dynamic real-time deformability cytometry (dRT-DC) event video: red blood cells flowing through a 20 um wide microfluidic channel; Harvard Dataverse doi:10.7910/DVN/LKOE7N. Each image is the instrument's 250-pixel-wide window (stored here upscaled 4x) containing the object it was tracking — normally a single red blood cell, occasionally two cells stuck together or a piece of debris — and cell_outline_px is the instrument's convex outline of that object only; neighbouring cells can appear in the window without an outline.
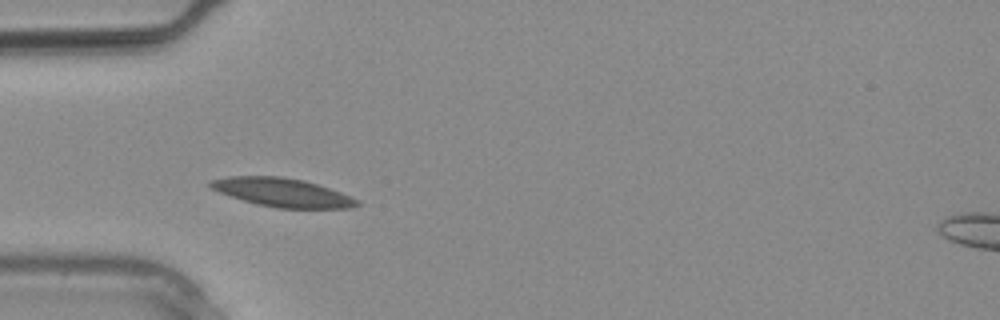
{"species": "common noctule bat (a hibernating species)", "species_latin": "Nyctalus noctula", "temperature_condition": "warm", "stored_images_in_passage": 1, "camera_frame_rate_fps": 3000, "um_per_image_px": 0.085, "animal": {"sex": "male", "body_mass_g": 20.4}, "frame": {"image": 1, "passage_image": 1, "time_ms": 0.0, "image_size_px": [1000, 320], "cell_outline_px": [[360, 204], [352, 208], [276, 208], [256, 204], [220, 192], [212, 188], [208, 184], [212, 180], [228, 176], [280, 176], [304, 180], [340, 192], [360, 200]], "centroid_in_image_um": [24.03, 16.36], "position_along_channel_um": 61.0, "area_um2": 24.22}}